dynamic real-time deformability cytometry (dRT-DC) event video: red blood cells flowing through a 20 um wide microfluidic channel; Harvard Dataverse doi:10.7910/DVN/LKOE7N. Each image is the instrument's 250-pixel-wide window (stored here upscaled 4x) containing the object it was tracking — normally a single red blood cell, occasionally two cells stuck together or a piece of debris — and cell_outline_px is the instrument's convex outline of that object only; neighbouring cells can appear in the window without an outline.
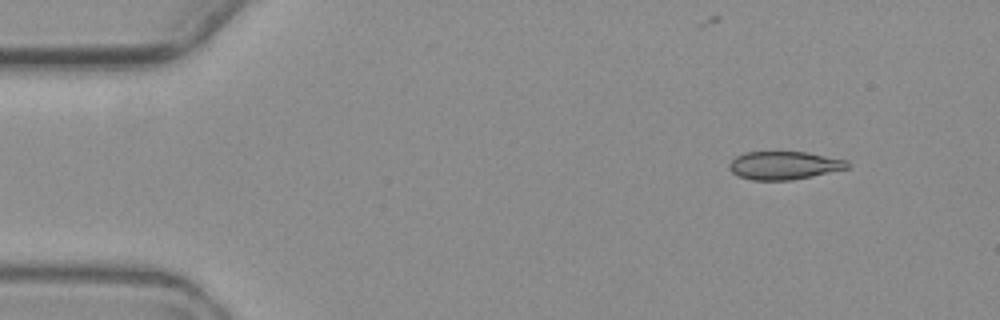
{"species": "common noctule bat (a hibernating species)", "species_latin": "Nyctalus noctula", "temperature_condition": "warm", "stored_images_in_passage": 5, "camera_frame_rate_fps": 3000, "um_per_image_px": 0.085, "animal": {"sex": "female", "body_mass_g": 19.3, "forearm_length_mm": 54.1}, "frame": {"image": 1, "passage_image": 1, "time_ms": 0.0, "image_size_px": [1000, 320], "cell_outline_px": [[852, 164], [848, 168], [788, 180], [752, 180], [740, 176], [732, 172], [728, 168], [728, 164], [736, 156], [744, 152], [808, 152], [848, 160]], "centroid_in_image_um": [66.64, 14.04], "position_along_channel_um": 18.4, "area_um2": 19.25}}
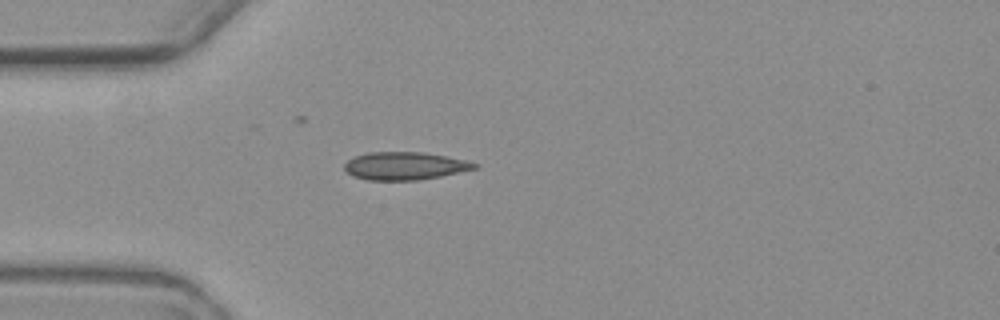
{"frame": {"image": 2, "passage_image": 4, "time_ms": 3.333, "image_size_px": [1000, 320], "cell_outline_px": [[480, 164], [476, 168], [440, 176], [416, 180], [368, 180], [352, 176], [344, 168], [344, 164], [348, 160], [356, 156], [368, 152], [420, 152], [444, 156], [464, 160]], "centroid_in_image_um": [34.37, 14.1], "position_along_channel_um": 50.6, "area_um2": 20.81}}